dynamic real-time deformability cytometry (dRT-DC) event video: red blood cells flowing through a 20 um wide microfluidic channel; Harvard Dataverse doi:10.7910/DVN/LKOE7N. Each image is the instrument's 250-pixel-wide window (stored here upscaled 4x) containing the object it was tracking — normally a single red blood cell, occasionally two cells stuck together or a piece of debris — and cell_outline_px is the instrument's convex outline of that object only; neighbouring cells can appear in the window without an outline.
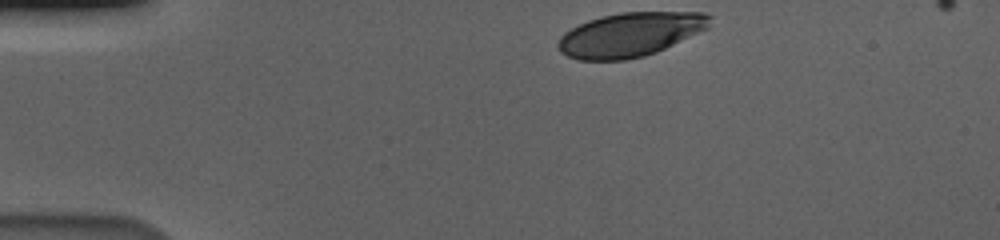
{"species": "human", "species_latin": "Homo sapiens", "temperature_condition": "cold", "stored_images_in_passage": 31, "camera_frame_rate_fps": 3000, "um_per_image_px": 0.085, "donor": {"sex": "male"}, "frame": {"image": 1, "passage_image": 1, "time_ms": 0.0, "image_size_px": [1000, 240], "cell_outline_px": [[712, 16], [708, 28], [656, 52], [644, 56], [624, 60], [580, 60], [568, 56], [560, 52], [556, 44], [560, 36], [564, 32], [588, 20], [600, 16], [620, 12], [704, 12]], "centroid_in_image_um": [53.54, 2.93], "position_along_channel_um": 31.5, "area_um2": 39.02}}
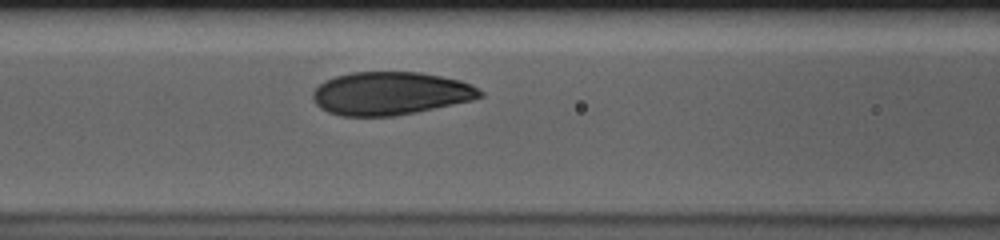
{"frame": {"image": 2, "passage_image": 15, "time_ms": 4.667, "image_size_px": [1000, 240], "cell_outline_px": [[484, 96], [472, 100], [416, 112], [392, 116], [340, 116], [328, 112], [320, 108], [316, 104], [312, 96], [312, 92], [324, 80], [336, 76], [352, 72], [420, 72], [460, 80], [484, 92]], "centroid_in_image_um": [33.16, 7.94], "position_along_channel_um": 133.4, "area_um2": 41.91}}
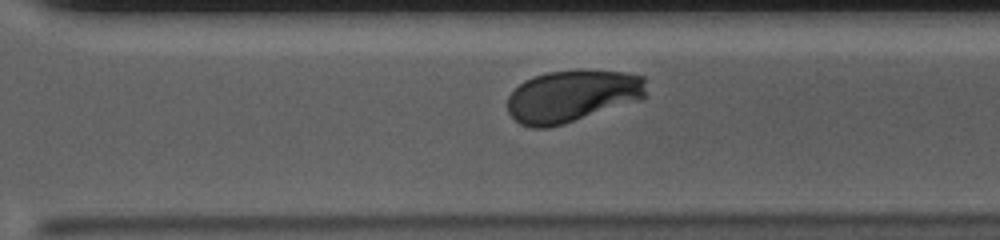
{"frame": {"image": 3, "passage_image": 31, "time_ms": 10.0, "image_size_px": [1000, 240], "cell_outline_px": [[648, 96], [640, 100], [564, 124], [548, 128], [532, 128], [520, 124], [508, 112], [508, 96], [524, 80], [548, 72], [576, 68], [580, 68], [624, 72], [644, 76]], "centroid_in_image_um": [48.68, 8.14], "position_along_channel_um": 321.9, "area_um2": 42.77}}